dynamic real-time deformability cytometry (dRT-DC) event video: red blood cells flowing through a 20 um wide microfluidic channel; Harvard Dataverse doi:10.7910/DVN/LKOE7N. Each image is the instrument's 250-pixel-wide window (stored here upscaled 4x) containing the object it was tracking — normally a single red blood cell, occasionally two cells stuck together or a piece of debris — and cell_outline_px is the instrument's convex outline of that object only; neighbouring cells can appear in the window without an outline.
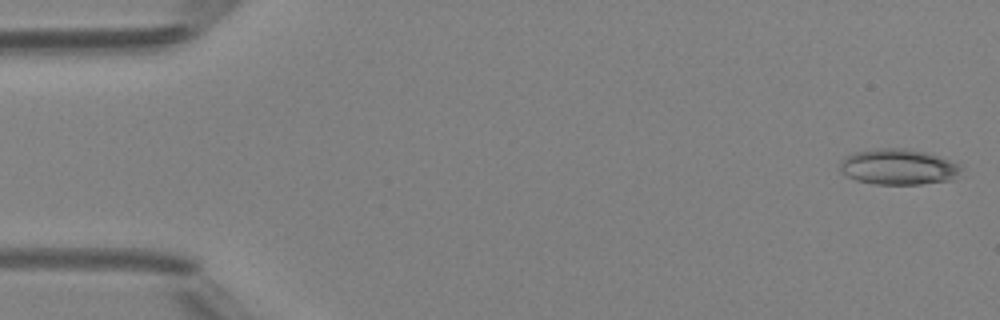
{"species": "Egyptian fruit bat (a non-hibernating species)", "species_latin": "Rousettus aegyptiacus", "temperature_condition": "room temperature", "stored_images_in_passage": 48, "camera_frame_rate_fps": 3000, "um_per_image_px": 0.085, "animal": {"sex": "female"}, "frame": {"image": 1, "passage_image": 1, "time_ms": 0.0, "image_size_px": [1000, 320], "cell_outline_px": [[960, 172], [952, 180], [920, 184], [872, 184], [856, 180], [840, 172], [840, 164], [844, 156], [852, 152], [876, 148], [908, 148], [924, 152], [960, 164]], "centroid_in_image_um": [76.31, 14.18], "position_along_channel_um": 8.7, "area_um2": 25.26}}
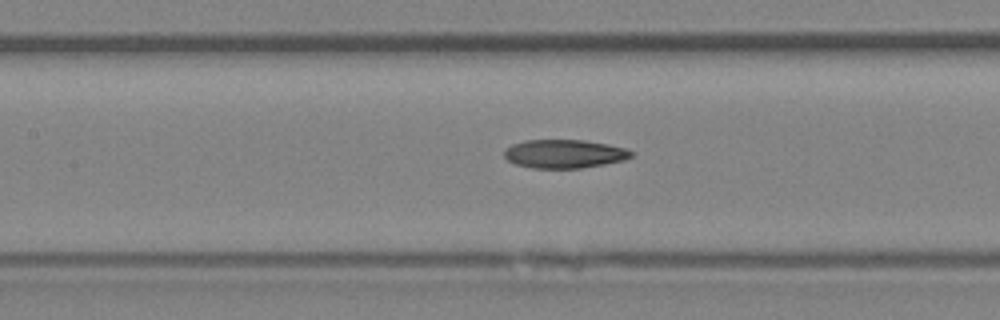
{"frame": {"image": 2, "passage_image": 22, "time_ms": 7.0, "image_size_px": [1000, 320], "cell_outline_px": [[632, 156], [624, 160], [604, 164], [580, 168], [532, 168], [516, 164], [508, 160], [504, 156], [504, 148], [512, 144], [524, 140], [584, 140], [608, 144], [628, 148], [632, 152]], "centroid_in_image_um": [47.96, 13.07], "position_along_channel_um": 159.4, "area_um2": 21.21}}
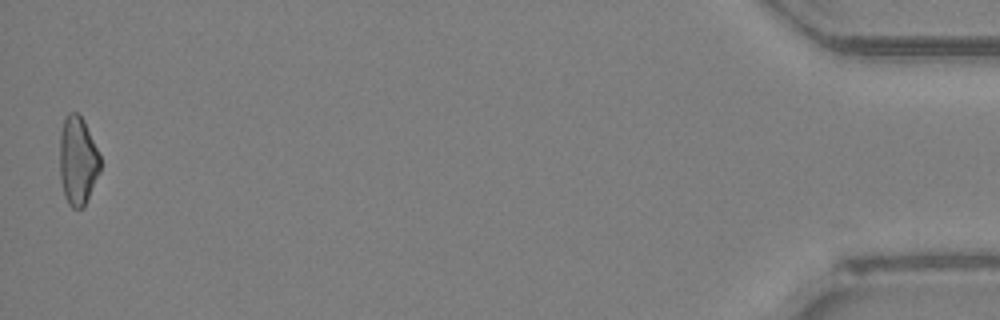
{"frame": {"image": 3, "passage_image": 48, "time_ms": 15.667, "image_size_px": [1000, 320], "cell_outline_px": [[100, 172], [84, 204], [80, 208], [72, 208], [68, 204], [64, 196], [60, 180], [60, 132], [64, 116], [68, 112], [76, 112], [84, 120], [100, 156]], "centroid_in_image_um": [6.58, 13.63], "position_along_channel_um": 428.6, "area_um2": 20.87}, "authors_computed_cell_mechanics": {"area_um2": 21.2704, "velocity_mm_per_s": 4.2235, "shape_relaxation_time_tau1_ms": null, "shape_relaxation_time_tau2_ms": 7.8014, "deformation_change_tau1": null, "deformation_change_tau2": 0.1997}}